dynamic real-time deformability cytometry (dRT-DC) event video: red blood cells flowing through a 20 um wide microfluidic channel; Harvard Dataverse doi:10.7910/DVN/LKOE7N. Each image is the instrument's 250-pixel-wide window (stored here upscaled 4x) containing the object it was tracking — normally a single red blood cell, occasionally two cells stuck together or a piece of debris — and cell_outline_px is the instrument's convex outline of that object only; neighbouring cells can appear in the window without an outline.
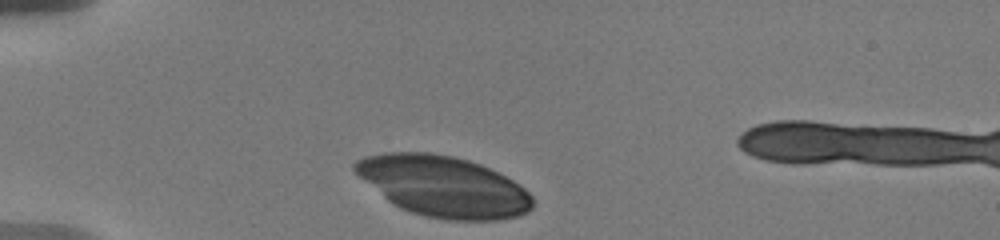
{"species": "human", "species_latin": "Homo sapiens", "temperature_condition": "warm", "stored_images_in_passage": 42, "camera_frame_rate_fps": 3000, "um_per_image_px": 0.085, "donor": {"sex": "male"}, "frame": {"image": 1, "passage_image": 1, "time_ms": 0.0, "image_size_px": [1000, 240], "cell_outline_px": [[532, 208], [528, 212], [520, 216], [496, 220], [448, 220], [424, 216], [400, 208], [392, 204], [352, 172], [352, 164], [356, 160], [364, 156], [384, 152], [428, 152], [452, 156], [468, 160], [480, 164], [520, 184], [532, 196]], "centroid_in_image_um": [37.64, 15.83], "position_along_channel_um": 47.4, "area_um2": 63.18}}